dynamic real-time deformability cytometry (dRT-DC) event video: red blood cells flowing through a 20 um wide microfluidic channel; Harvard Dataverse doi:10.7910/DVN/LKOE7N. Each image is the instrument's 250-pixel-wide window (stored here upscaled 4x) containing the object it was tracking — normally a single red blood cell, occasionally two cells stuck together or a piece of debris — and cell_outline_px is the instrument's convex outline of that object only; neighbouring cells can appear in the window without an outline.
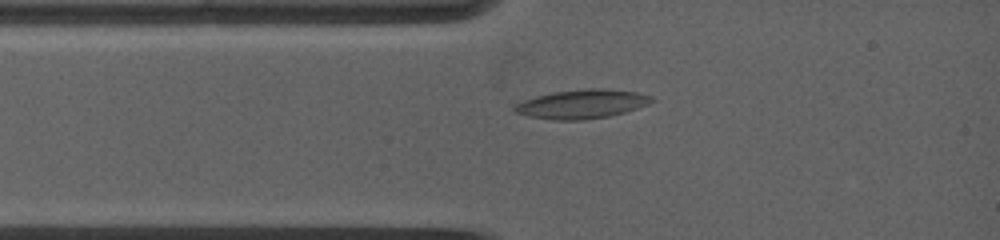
{"species": "common noctule bat (a hibernating species)", "species_latin": "Nyctalus noctula", "temperature_condition": "warm", "stored_images_in_passage": 14, "camera_frame_rate_fps": 5000, "um_per_image_px": 0.085, "animal": {"sex": "female", "body_mass_g": 19.0, "forearm_length_mm": 53.3}, "frame": {"image": 1, "passage_image": 1, "time_ms": 0.0, "image_size_px": [1000, 240], "cell_outline_px": [[656, 100], [648, 104], [624, 112], [608, 116], [584, 120], [552, 120], [528, 116], [512, 112], [512, 108], [516, 104], [524, 100], [536, 96], [552, 92], [588, 88], [604, 88], [636, 92], [652, 96]], "centroid_in_image_um": [49.44, 8.84], "position_along_channel_um": 35.6, "area_um2": 23.24}}
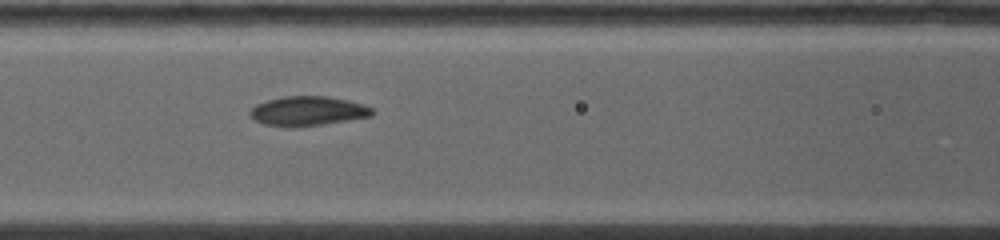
{"frame": {"image": 2, "passage_image": 8, "time_ms": 2.8, "image_size_px": [1000, 240], "cell_outline_px": [[376, 112], [372, 116], [324, 124], [292, 128], [288, 128], [264, 124], [256, 120], [248, 112], [256, 104], [268, 100], [284, 96], [328, 96], [348, 100], [372, 108]], "centroid_in_image_um": [26.16, 9.45], "position_along_channel_um": 140.4, "area_um2": 21.04}}
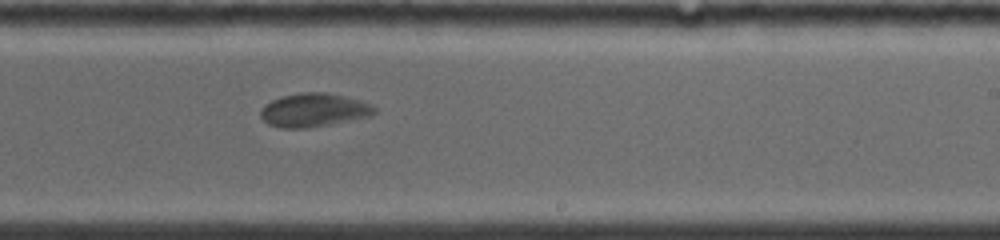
{"frame": {"image": 3, "passage_image": 14, "time_ms": 6.0, "image_size_px": [1000, 240], "cell_outline_px": [[376, 112], [372, 116], [328, 124], [304, 128], [280, 128], [268, 124], [260, 116], [260, 112], [264, 104], [272, 100], [284, 96], [300, 92], [328, 92], [360, 100], [372, 104], [376, 108]], "centroid_in_image_um": [26.68, 9.35], "position_along_channel_um": 262.3, "area_um2": 22.25}}